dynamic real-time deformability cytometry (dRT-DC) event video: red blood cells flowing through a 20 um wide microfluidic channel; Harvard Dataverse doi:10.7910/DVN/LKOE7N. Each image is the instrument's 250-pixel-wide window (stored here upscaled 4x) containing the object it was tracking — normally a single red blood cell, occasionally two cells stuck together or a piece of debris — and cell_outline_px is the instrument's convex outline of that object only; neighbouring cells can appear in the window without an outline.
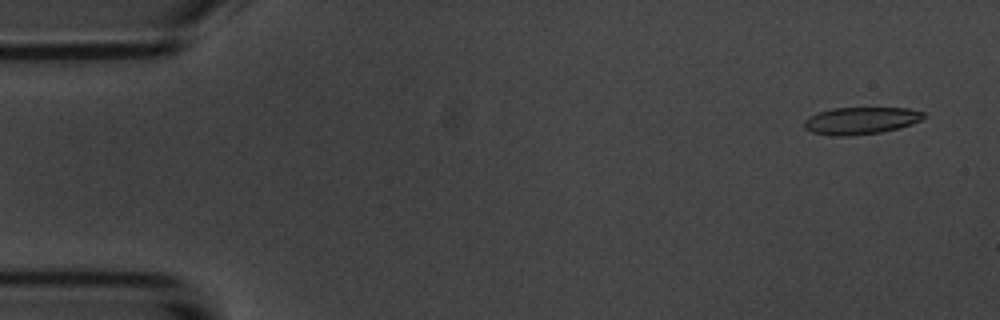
{"species": "common noctule bat (a hibernating species)", "species_latin": "Nyctalus noctula", "temperature_condition": "room temperature", "stored_images_in_passage": 54, "camera_frame_rate_fps": 3000, "um_per_image_px": 0.085, "animal": {"sex": "male", "body_mass_g": 20.1, "forearm_length_mm": 53.5}, "frame": {"image": 1, "passage_image": 3, "time_ms": 0.667, "image_size_px": [1000, 320], "cell_outline_px": [[928, 116], [912, 124], [900, 128], [880, 132], [848, 136], [832, 136], [812, 132], [804, 128], [804, 120], [808, 116], [816, 112], [832, 108], [908, 108], [924, 112]], "centroid_in_image_um": [73.16, 10.25], "position_along_channel_um": 11.8, "area_um2": 19.13}}
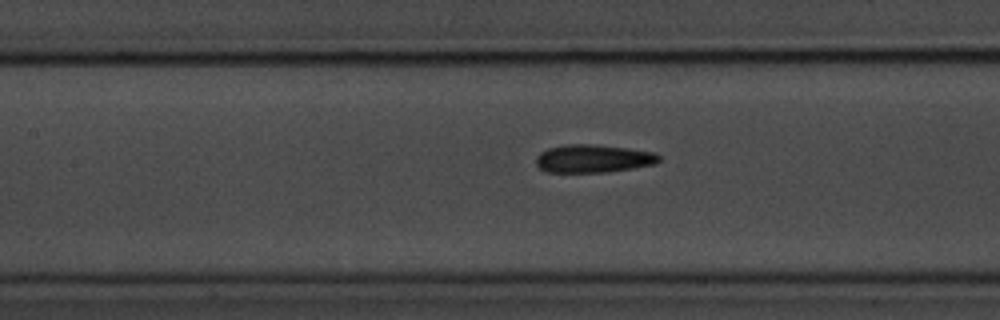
{"frame": {"image": 2, "passage_image": 24, "time_ms": 7.667, "image_size_px": [1000, 320], "cell_outline_px": [[660, 160], [656, 164], [632, 168], [604, 172], [548, 172], [540, 168], [536, 164], [536, 156], [540, 152], [548, 148], [568, 144], [592, 144], [656, 152], [660, 156]], "centroid_in_image_um": [50.42, 13.48], "position_along_channel_um": 157.0, "area_um2": 20.0}}
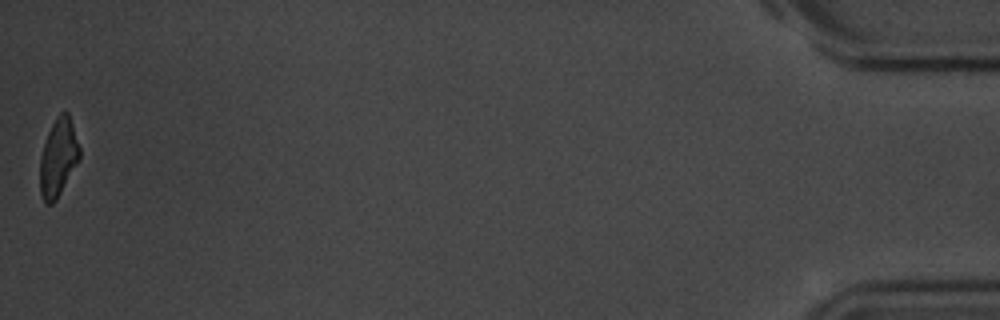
{"frame": {"image": 3, "passage_image": 54, "time_ms": 17.667, "image_size_px": [1000, 320], "cell_outline_px": [[80, 160], [56, 200], [52, 204], [48, 204], [44, 200], [40, 192], [40, 156], [48, 132], [56, 116], [60, 112], [68, 112], [80, 148]], "centroid_in_image_um": [4.96, 13.39], "position_along_channel_um": 430.2, "area_um2": 17.92}, "authors_computed_cell_mechanics": {"area_um2": 19.7098, "velocity_mm_per_s": 3.7092, "shape_relaxation_time_tau1_ms": 2.637, "shape_relaxation_time_tau2_ms": 2.0252, "deformation_change_tau1": 0.1164, "deformation_change_tau2": 0.1023}}